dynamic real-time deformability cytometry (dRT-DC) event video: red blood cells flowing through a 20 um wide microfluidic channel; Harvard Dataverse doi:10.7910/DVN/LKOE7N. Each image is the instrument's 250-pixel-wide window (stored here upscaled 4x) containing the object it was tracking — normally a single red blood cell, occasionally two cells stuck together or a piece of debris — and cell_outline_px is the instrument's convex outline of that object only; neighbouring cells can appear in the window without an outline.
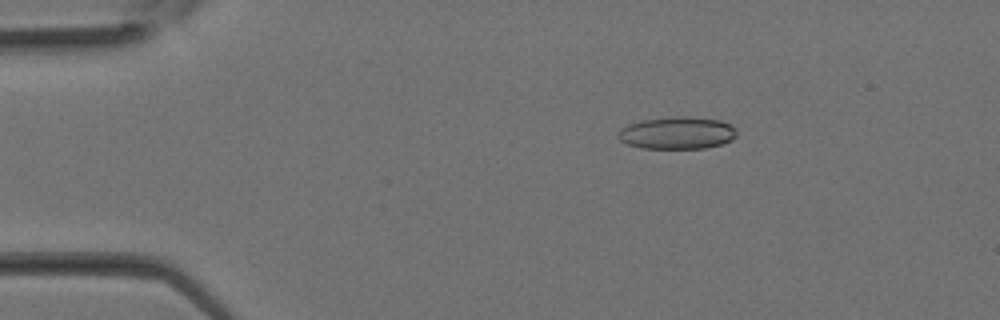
{"species": "Egyptian fruit bat (a non-hibernating species)", "species_latin": "Rousettus aegyptiacus", "temperature_condition": "room temperature", "stored_images_in_passage": 20, "camera_frame_rate_fps": 3000, "um_per_image_px": 0.085, "animal": {"sex": "female"}, "frame": {"image": 1, "passage_image": 5, "time_ms": 1.333, "image_size_px": [1000, 320], "cell_outline_px": [[736, 136], [732, 140], [720, 144], [704, 148], [640, 148], [628, 144], [620, 140], [616, 136], [620, 128], [628, 124], [640, 120], [672, 116], [688, 116], [720, 120], [736, 128]], "centroid_in_image_um": [57.52, 11.29], "position_along_channel_um": 27.5, "area_um2": 22.48}}
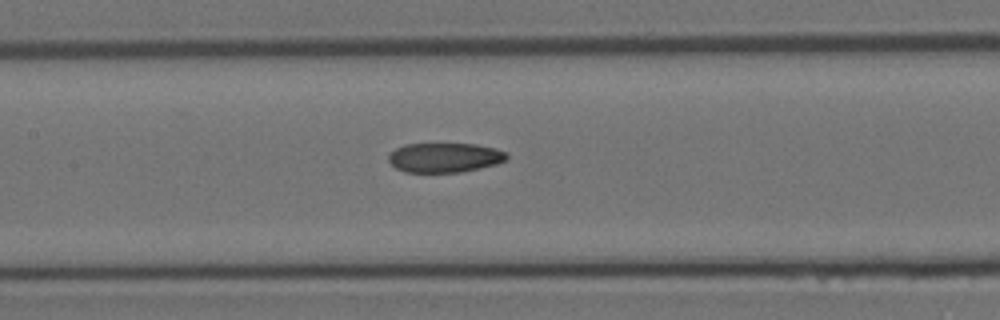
{"frame": {"image": 2, "passage_image": 14, "time_ms": 4.333, "image_size_px": [1000, 320], "cell_outline_px": [[508, 156], [504, 160], [496, 164], [480, 168], [460, 172], [404, 172], [396, 168], [388, 160], [388, 156], [396, 148], [404, 144], [476, 144], [496, 148], [508, 152]], "centroid_in_image_um": [37.8, 13.39], "position_along_channel_um": 169.6, "area_um2": 20.35}}
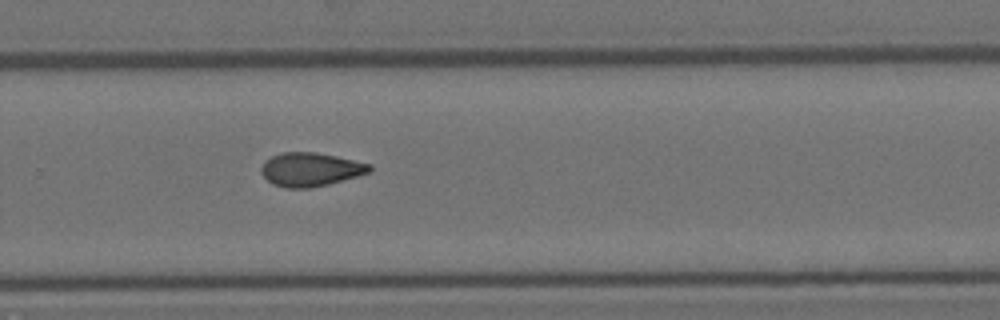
{"frame": {"image": 3, "passage_image": 20, "time_ms": 6.333, "image_size_px": [1000, 320], "cell_outline_px": [[372, 168], [368, 172], [356, 176], [328, 184], [308, 188], [284, 188], [272, 184], [260, 172], [260, 168], [264, 160], [280, 152], [316, 152], [336, 156], [372, 164]], "centroid_in_image_um": [26.34, 14.39], "position_along_channel_um": 303.5, "area_um2": 21.27}}